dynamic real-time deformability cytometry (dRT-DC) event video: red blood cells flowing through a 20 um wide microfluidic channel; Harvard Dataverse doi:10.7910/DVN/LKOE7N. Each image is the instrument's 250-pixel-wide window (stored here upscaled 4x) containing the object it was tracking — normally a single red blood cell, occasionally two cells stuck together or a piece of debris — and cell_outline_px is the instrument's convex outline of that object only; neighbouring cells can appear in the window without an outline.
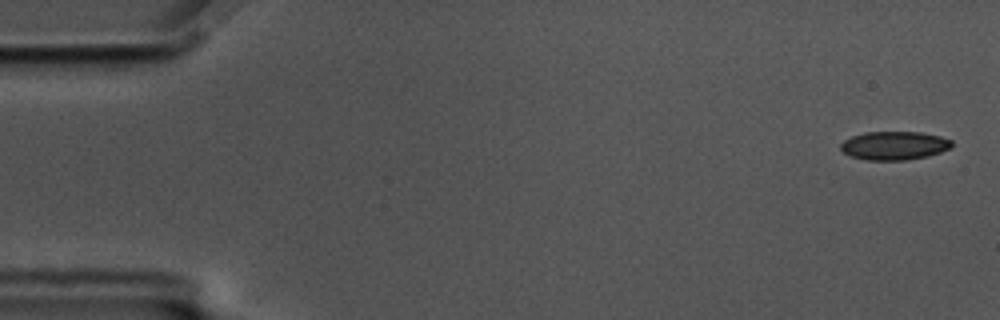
{"species": "common noctule bat (a hibernating species)", "species_latin": "Nyctalus noctula", "temperature_condition": "cold", "stored_images_in_passage": 17, "camera_frame_rate_fps": 3000, "um_per_image_px": 0.085, "animal": {"sex": "male", "body_mass_g": 17.5, "forearm_length_mm": 52.3}, "frame": {"image": 1, "passage_image": 2, "time_ms": 0.333, "image_size_px": [1000, 320], "cell_outline_px": [[952, 144], [948, 148], [940, 152], [928, 156], [904, 160], [868, 160], [852, 156], [844, 152], [840, 148], [840, 144], [844, 140], [852, 136], [864, 132], [920, 132], [940, 136], [952, 140]], "centroid_in_image_um": [76.0, 12.37], "position_along_channel_um": 9.0, "area_um2": 18.32}}
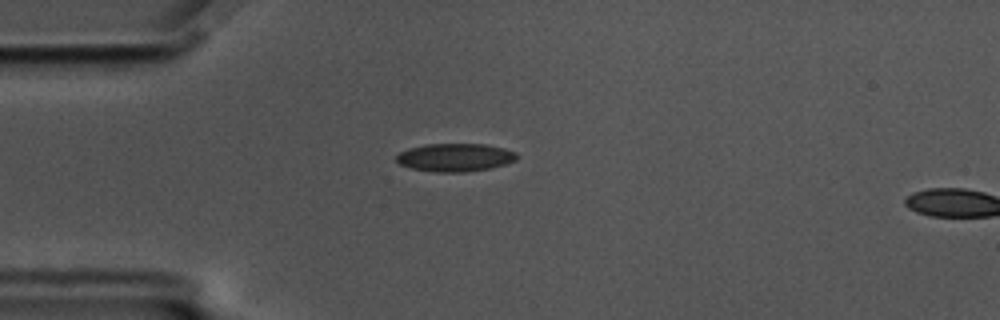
{"frame": {"image": 2, "passage_image": 15, "time_ms": 4.667, "image_size_px": [1000, 320], "cell_outline_px": [[520, 156], [516, 160], [492, 168], [464, 172], [436, 172], [412, 168], [400, 164], [396, 160], [396, 156], [400, 152], [408, 148], [424, 144], [484, 144], [504, 148], [516, 152]], "centroid_in_image_um": [38.7, 13.37], "position_along_channel_um": 46.3, "area_um2": 19.77}}